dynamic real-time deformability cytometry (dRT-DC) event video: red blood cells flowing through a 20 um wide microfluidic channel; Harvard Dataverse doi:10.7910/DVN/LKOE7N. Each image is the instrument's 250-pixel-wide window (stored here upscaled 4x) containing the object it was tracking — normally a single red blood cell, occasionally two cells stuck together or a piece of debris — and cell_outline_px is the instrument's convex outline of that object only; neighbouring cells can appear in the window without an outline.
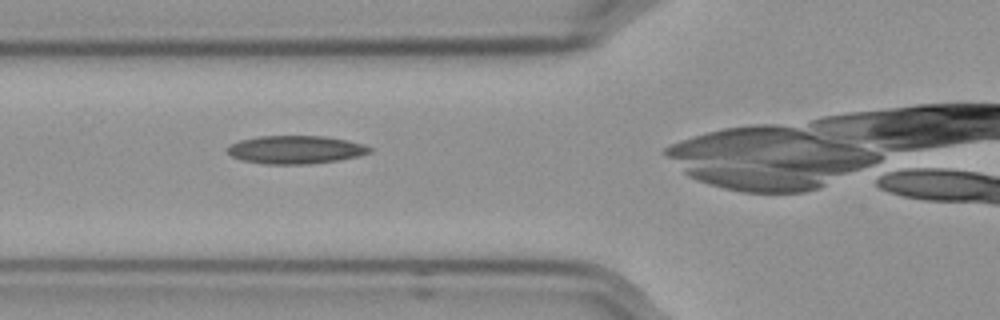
{"species": "Egyptian fruit bat (a non-hibernating species)", "species_latin": "Rousettus aegyptiacus", "temperature_condition": "cold", "stored_images_in_passage": 17, "camera_frame_rate_fps": 3000, "um_per_image_px": 0.085, "frame": {"image": 1, "passage_image": 6, "time_ms": 1.667, "image_size_px": [1000, 320], "cell_outline_px": [[372, 152], [360, 156], [340, 160], [308, 164], [264, 164], [244, 160], [232, 156], [224, 148], [240, 140], [260, 136], [324, 136], [348, 140], [364, 144], [372, 148]], "centroid_in_image_um": [25.17, 12.72], "position_along_channel_um": 100.6, "area_um2": 23.41}}